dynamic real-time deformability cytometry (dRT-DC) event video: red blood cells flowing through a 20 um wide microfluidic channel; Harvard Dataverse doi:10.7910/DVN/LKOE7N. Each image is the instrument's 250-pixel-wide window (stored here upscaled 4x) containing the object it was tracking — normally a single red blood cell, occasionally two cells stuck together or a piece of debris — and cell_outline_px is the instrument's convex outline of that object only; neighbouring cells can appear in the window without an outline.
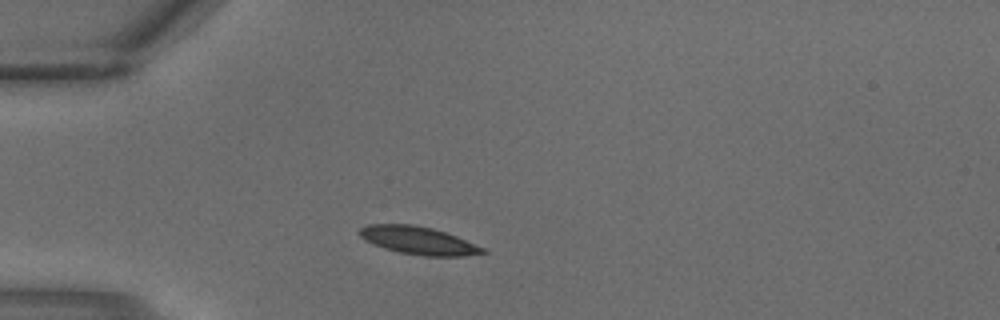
{"species": "common noctule bat (a hibernating species)", "species_latin": "Nyctalus noctula", "temperature_condition": "warm", "stored_images_in_passage": 1, "camera_frame_rate_fps": 3000, "um_per_image_px": 0.085, "animal": {"sex": "male", "body_mass_g": 18.8}, "frame": {"image": 1, "passage_image": 1, "time_ms": 0.0, "image_size_px": [1000, 320], "cell_outline_px": [[488, 252], [464, 256], [424, 256], [400, 252], [384, 248], [360, 236], [360, 228], [368, 224], [412, 224], [432, 228], [456, 236], [484, 248]], "centroid_in_image_um": [35.59, 20.44], "position_along_channel_um": 49.4, "area_um2": 19.59}}